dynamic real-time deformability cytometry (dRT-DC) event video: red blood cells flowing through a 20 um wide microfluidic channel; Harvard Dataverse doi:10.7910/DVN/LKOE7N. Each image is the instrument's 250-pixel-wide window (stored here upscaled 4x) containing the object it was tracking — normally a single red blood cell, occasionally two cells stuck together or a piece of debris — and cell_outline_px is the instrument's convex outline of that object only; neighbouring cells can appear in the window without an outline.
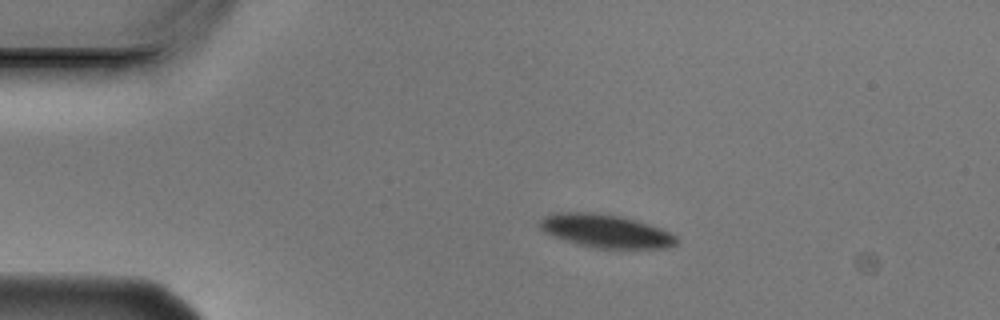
{"species": "Egyptian fruit bat (a non-hibernating species)", "species_latin": "Rousettus aegyptiacus", "temperature_condition": "cold", "stored_images_in_passage": 4, "camera_frame_rate_fps": 3000, "um_per_image_px": 0.085, "animal": {"sex": "male"}, "frame": {"image": 1, "passage_image": 3, "time_ms": 0.667, "image_size_px": [1000, 320], "cell_outline_px": [[680, 240], [676, 244], [668, 248], [596, 248], [580, 244], [552, 236], [544, 232], [536, 224], [544, 216], [556, 212], [592, 212], [620, 216], [648, 224], [660, 228], [676, 236]], "centroid_in_image_um": [51.46, 19.63], "position_along_channel_um": 33.5, "area_um2": 26.41}}